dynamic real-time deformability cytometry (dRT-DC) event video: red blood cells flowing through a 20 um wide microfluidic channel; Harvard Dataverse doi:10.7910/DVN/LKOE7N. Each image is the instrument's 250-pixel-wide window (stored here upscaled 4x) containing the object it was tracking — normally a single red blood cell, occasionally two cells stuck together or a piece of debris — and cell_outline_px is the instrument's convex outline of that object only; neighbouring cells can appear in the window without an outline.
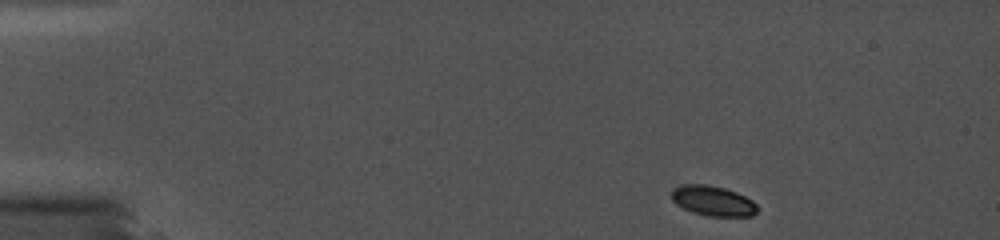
{"species": "common noctule bat (a hibernating species)", "species_latin": "Nyctalus noctula", "temperature_condition": "cold", "stored_images_in_passage": 20, "camera_frame_rate_fps": 5000, "um_per_image_px": 0.085, "animal": {"sex": "female", "body_mass_g": 19.0, "forearm_length_mm": 56.7}, "frame": {"image": 1, "passage_image": 1, "time_ms": 0.0, "image_size_px": [1000, 240], "cell_outline_px": [[756, 212], [752, 216], [708, 216], [692, 212], [676, 204], [672, 200], [672, 188], [680, 184], [708, 184], [724, 188], [736, 192], [752, 200], [756, 204]], "centroid_in_image_um": [60.56, 17.06], "position_along_channel_um": 24.4, "area_um2": 15.03}}
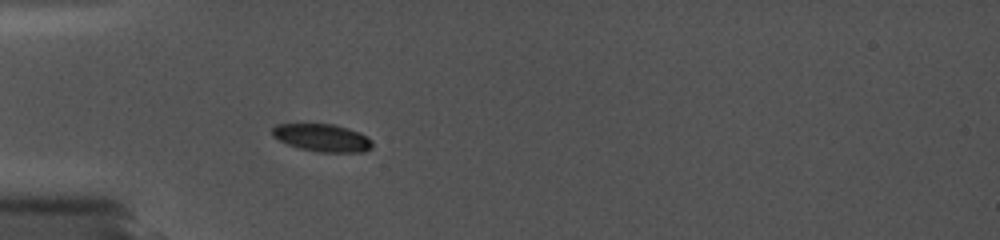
{"frame": {"image": 2, "passage_image": 19, "time_ms": 3.2, "image_size_px": [1000, 240], "cell_outline_px": [[372, 148], [364, 152], [320, 152], [300, 148], [288, 144], [272, 136], [272, 128], [276, 124], [332, 124], [348, 128], [360, 132], [368, 136], [372, 140]], "centroid_in_image_um": [27.43, 11.71], "position_along_channel_um": 57.6, "area_um2": 16.13}}